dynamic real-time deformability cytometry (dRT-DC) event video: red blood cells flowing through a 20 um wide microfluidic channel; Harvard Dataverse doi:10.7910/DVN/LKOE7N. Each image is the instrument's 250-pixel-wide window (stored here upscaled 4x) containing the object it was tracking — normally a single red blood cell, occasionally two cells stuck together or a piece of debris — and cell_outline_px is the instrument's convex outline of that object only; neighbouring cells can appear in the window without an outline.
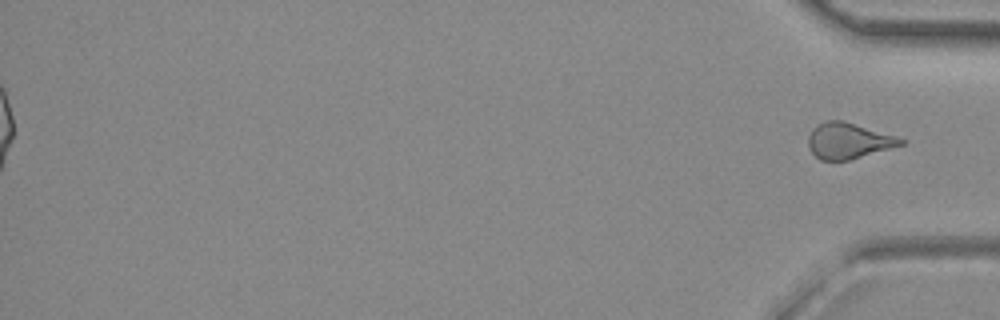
{"species": "common noctule bat (a hibernating species)", "species_latin": "Nyctalus noctula", "temperature_condition": "room temperature", "stored_images_in_passage": 48, "segment_of_instrument_passage": [2, 2], "camera_frame_rate_fps": 3000, "um_per_image_px": 0.085, "animal": {"sex": "female", "body_mass_g": 29.2, "forearm_length_mm": 56.3}, "frame": {"image": 1, "passage_image": 48, "time_ms": 15.667, "image_size_px": [1000, 320], "cell_outline_px": [[908, 140], [904, 144], [848, 160], [820, 160], [808, 148], [808, 136], [812, 128], [816, 124], [824, 120], [844, 120], [896, 136]], "centroid_in_image_um": [72.09, 11.94], "position_along_channel_um": 363.1, "area_um2": 19.42}}